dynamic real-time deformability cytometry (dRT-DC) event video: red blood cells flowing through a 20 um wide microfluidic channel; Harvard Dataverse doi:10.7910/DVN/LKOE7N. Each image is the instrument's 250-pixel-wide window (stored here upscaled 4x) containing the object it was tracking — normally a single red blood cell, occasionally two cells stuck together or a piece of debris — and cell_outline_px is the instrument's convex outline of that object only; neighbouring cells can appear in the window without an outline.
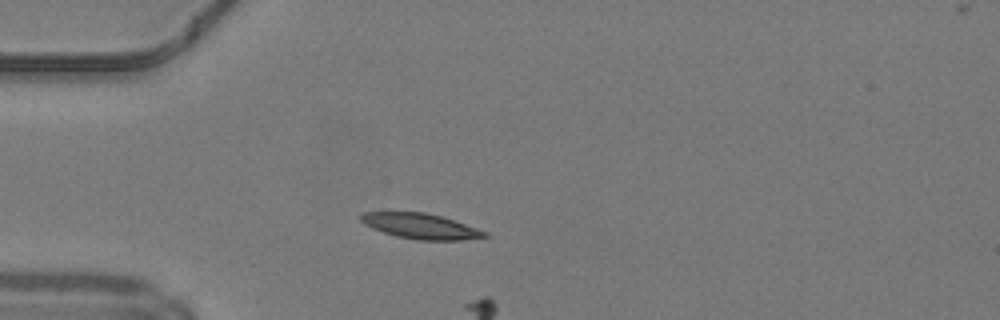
{"species": "common noctule bat (a hibernating species)", "species_latin": "Nyctalus noctula", "temperature_condition": "warm", "stored_images_in_passage": 3, "camera_frame_rate_fps": 3000, "um_per_image_px": 0.085, "animal": {"sex": "male", "body_mass_g": 19.2, "forearm_length_mm": 51.8}, "frame": {"image": 1, "passage_image": 1, "time_ms": 0.0, "image_size_px": [1000, 320], "cell_outline_px": [[488, 236], [460, 240], [416, 240], [396, 236], [372, 228], [364, 224], [360, 220], [360, 216], [364, 212], [424, 212], [440, 216], [488, 232]], "centroid_in_image_um": [35.72, 19.22], "position_along_channel_um": 49.3, "area_um2": 18.03}}